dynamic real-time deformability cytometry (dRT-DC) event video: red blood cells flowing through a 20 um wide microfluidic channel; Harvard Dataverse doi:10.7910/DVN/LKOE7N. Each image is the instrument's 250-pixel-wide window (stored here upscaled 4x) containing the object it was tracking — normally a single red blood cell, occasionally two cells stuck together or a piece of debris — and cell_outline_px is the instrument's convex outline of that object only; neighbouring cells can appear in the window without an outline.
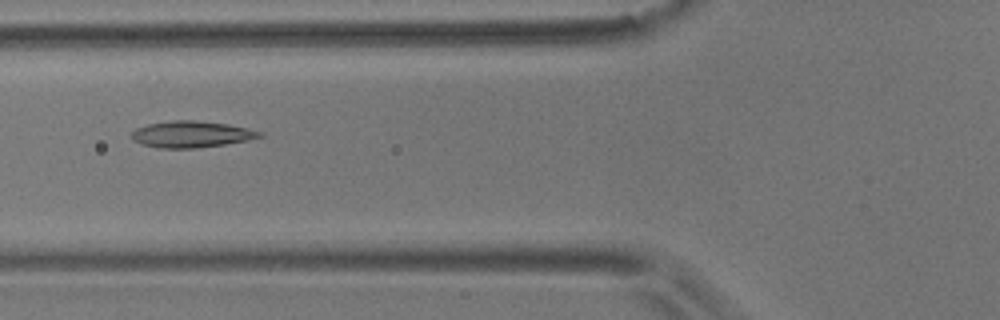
{"species": "common noctule bat (a hibernating species)", "species_latin": "Nyctalus noctula", "temperature_condition": "room temperature", "stored_images_in_passage": 8, "camera_frame_rate_fps": 3000, "um_per_image_px": 0.085, "animal": {"sex": "male", "body_mass_g": 17.9}, "frame": {"image": 1, "passage_image": 6, "time_ms": 1.667, "image_size_px": [1000, 320], "cell_outline_px": [[264, 136], [248, 140], [224, 144], [196, 148], [160, 148], [144, 144], [132, 140], [132, 132], [136, 128], [148, 124], [172, 120], [192, 120], [228, 124], [248, 128], [264, 132]], "centroid_in_image_um": [16.3, 11.41], "position_along_channel_um": 109.5, "area_um2": 19.65}}
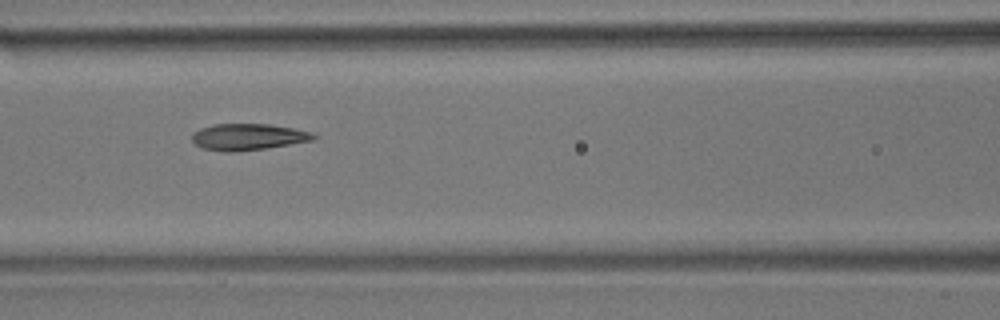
{"frame": {"image": 2, "passage_image": 7, "time_ms": 2.0, "image_size_px": [1000, 320], "cell_outline_px": [[316, 136], [312, 140], [268, 148], [232, 152], [224, 152], [204, 148], [196, 144], [192, 140], [192, 132], [200, 128], [216, 124], [272, 124], [312, 132]], "centroid_in_image_um": [21.07, 11.63], "position_along_channel_um": 145.5, "area_um2": 18.67}}
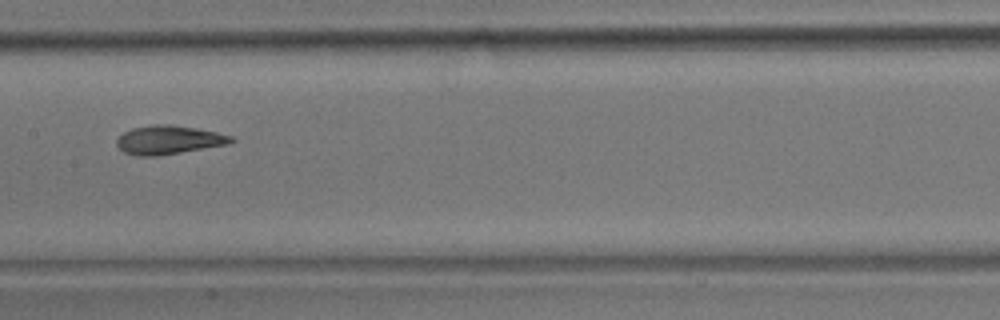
{"frame": {"image": 3, "passage_image": 8, "time_ms": 2.333, "image_size_px": [1000, 320], "cell_outline_px": [[236, 140], [228, 144], [156, 156], [136, 156], [124, 152], [116, 144], [116, 140], [124, 132], [132, 128], [152, 124], [168, 124], [196, 128], [216, 132], [232, 136]], "centroid_in_image_um": [14.32, 11.88], "position_along_channel_um": 193.1, "area_um2": 19.02}}